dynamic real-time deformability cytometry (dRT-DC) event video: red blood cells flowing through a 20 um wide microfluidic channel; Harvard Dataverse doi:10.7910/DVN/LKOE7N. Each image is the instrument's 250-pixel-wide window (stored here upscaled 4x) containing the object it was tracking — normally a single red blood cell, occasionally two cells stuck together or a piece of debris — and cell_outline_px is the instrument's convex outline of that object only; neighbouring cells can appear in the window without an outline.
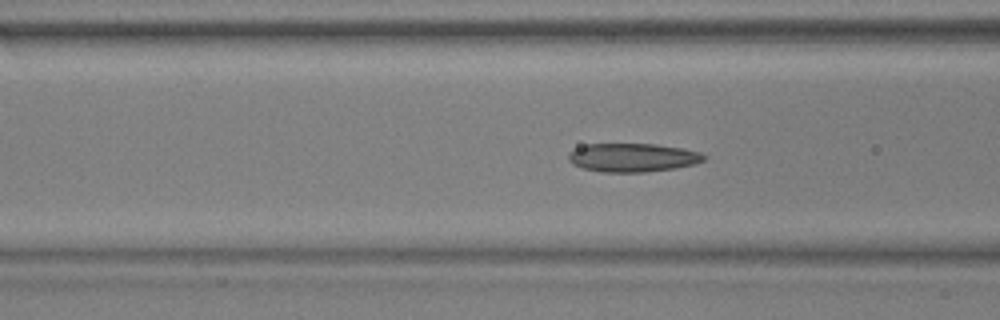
{"species": "common noctule bat (a hibernating species)", "species_latin": "Nyctalus noctula", "temperature_condition": "warm", "stored_images_in_passage": 54, "camera_frame_rate_fps": 3000, "um_per_image_px": 0.085, "animal": {"sex": "male", "body_mass_g": 17.9, "forearm_length_mm": 54.2}, "frame": {"image": 1, "passage_image": 19, "time_ms": 6.0, "image_size_px": [1000, 320], "cell_outline_px": [[708, 156], [704, 160], [696, 164], [676, 168], [644, 172], [600, 172], [584, 168], [572, 164], [568, 160], [568, 152], [584, 144], [656, 144], [680, 148], [700, 152]], "centroid_in_image_um": [53.77, 13.39], "position_along_channel_um": 112.8, "area_um2": 22.72}}
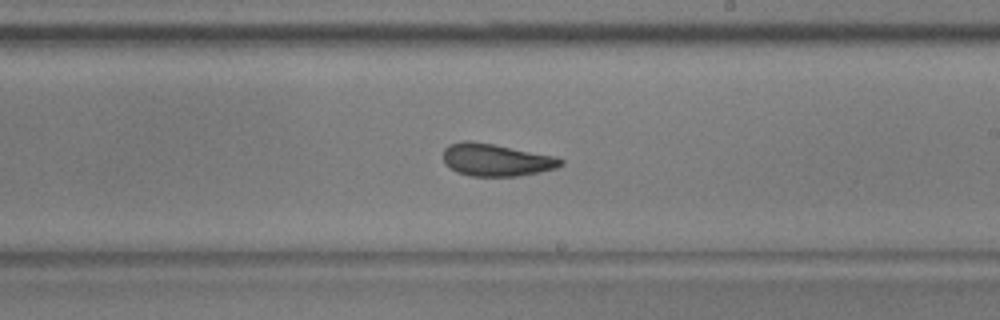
{"frame": {"image": 2, "passage_image": 30, "time_ms": 9.667, "image_size_px": [1000, 320], "cell_outline_px": [[564, 164], [556, 168], [540, 172], [520, 176], [472, 176], [456, 172], [444, 164], [444, 148], [448, 144], [464, 140], [468, 140], [492, 144], [556, 156], [564, 160]], "centroid_in_image_um": [42.17, 13.59], "position_along_channel_um": 246.8, "area_um2": 22.31}}
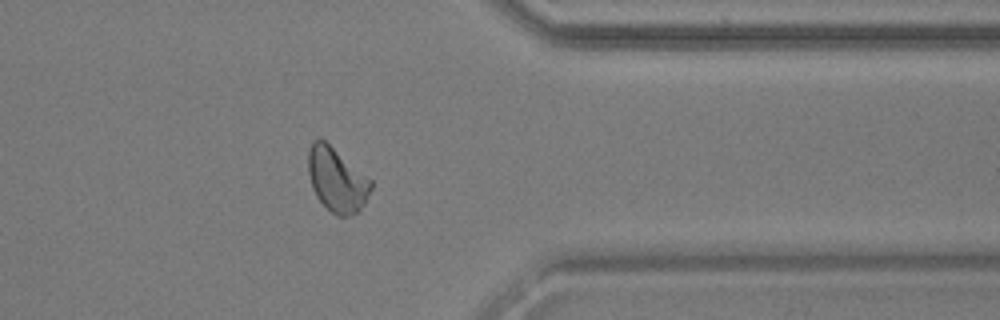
{"frame": {"image": 3, "passage_image": 42, "time_ms": 13.667, "image_size_px": [1000, 320], "cell_outline_px": [[372, 188], [364, 204], [356, 212], [348, 216], [336, 216], [316, 196], [312, 188], [308, 172], [308, 152], [312, 140], [324, 140], [372, 180]], "centroid_in_image_um": [28.62, 15.28], "position_along_channel_um": 382.8, "area_um2": 23.12}, "authors_computed_cell_mechanics": {"area_um2": 22.3686, "velocity_mm_per_s": 3.6496, "shape_relaxation_time_tau1_ms": null, "shape_relaxation_time_tau2_ms": 2.3764, "deformation_change_tau1": null, "deformation_change_tau2": 0.0845}}